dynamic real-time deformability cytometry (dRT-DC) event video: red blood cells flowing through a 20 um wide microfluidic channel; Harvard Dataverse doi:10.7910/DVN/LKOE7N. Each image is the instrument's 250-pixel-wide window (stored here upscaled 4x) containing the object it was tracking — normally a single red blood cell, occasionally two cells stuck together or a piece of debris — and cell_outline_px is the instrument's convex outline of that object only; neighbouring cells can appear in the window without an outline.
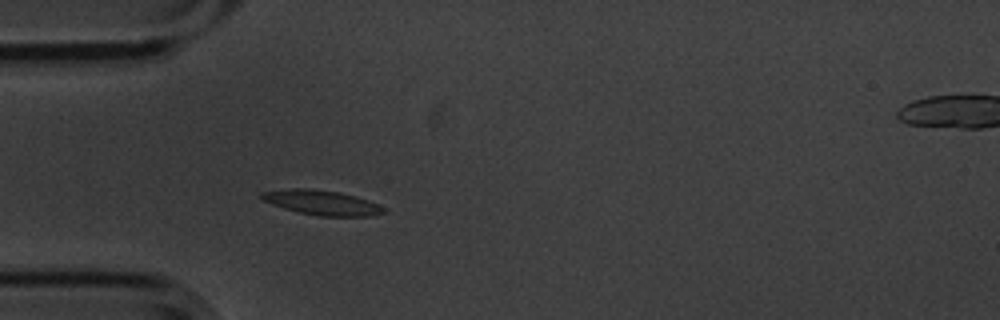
{"species": "common noctule bat (a hibernating species)", "species_latin": "Nyctalus noctula", "temperature_condition": "cold", "stored_images_in_passage": 3, "camera_frame_rate_fps": 3000, "um_per_image_px": 0.085, "animal": {"sex": "male", "body_mass_g": 20.1, "forearm_length_mm": 53.5}, "frame": {"image": 1, "passage_image": 3, "time_ms": 0.667, "image_size_px": [1000, 320], "cell_outline_px": [[388, 212], [368, 216], [320, 216], [300, 212], [284, 208], [272, 204], [264, 200], [260, 196], [260, 192], [292, 188], [308, 188], [340, 192], [356, 196], [368, 200], [384, 208]], "centroid_in_image_um": [27.36, 17.21], "position_along_channel_um": 57.6, "area_um2": 17.46}}